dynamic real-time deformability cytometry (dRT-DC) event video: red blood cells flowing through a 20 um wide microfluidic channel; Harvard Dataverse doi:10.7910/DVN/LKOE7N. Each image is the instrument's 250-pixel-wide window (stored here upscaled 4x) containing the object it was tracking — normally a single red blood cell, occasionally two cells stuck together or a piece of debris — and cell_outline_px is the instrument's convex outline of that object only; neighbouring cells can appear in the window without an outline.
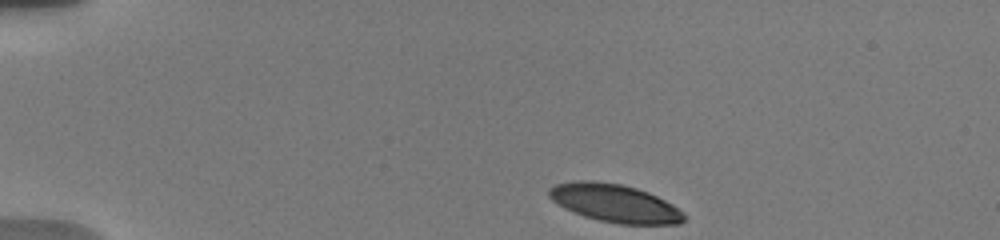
{"species": "human", "species_latin": "Homo sapiens", "temperature_condition": "warm", "stored_images_in_passage": 23, "camera_frame_rate_fps": 3000, "um_per_image_px": 0.085, "donor": {"sex": "male"}, "frame": {"image": 1, "passage_image": 1, "time_ms": 0.0, "image_size_px": [1000, 240], "cell_outline_px": [[688, 216], [680, 224], [620, 224], [600, 220], [584, 216], [564, 208], [552, 200], [548, 196], [548, 188], [556, 184], [576, 180], [592, 180], [620, 184], [636, 188], [648, 192], [672, 204], [684, 212]], "centroid_in_image_um": [52.26, 17.27], "position_along_channel_um": 32.7, "area_um2": 29.94}}
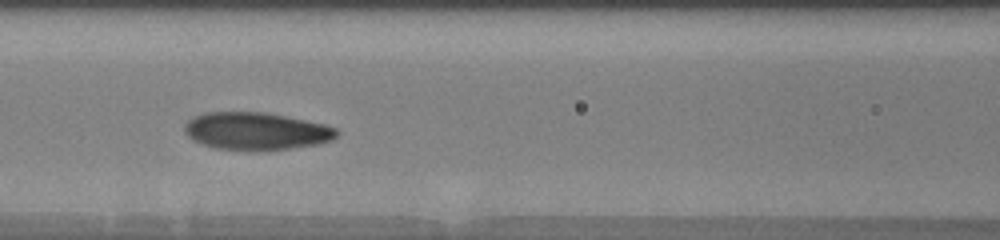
{"frame": {"image": 2, "passage_image": 13, "time_ms": 5.0, "image_size_px": [1000, 240], "cell_outline_px": [[340, 132], [332, 140], [316, 144], [288, 148], [216, 148], [192, 140], [184, 132], [184, 124], [188, 120], [204, 112], [264, 112], [324, 124], [336, 128]], "centroid_in_image_um": [21.75, 11.11], "position_along_channel_um": 144.8, "area_um2": 32.31}}
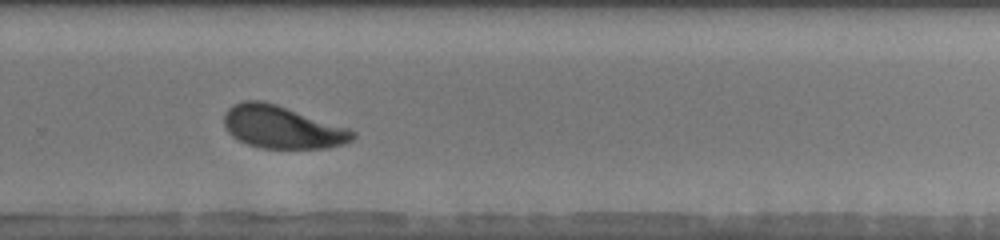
{"frame": {"image": 3, "passage_image": 21, "time_ms": 9.333, "image_size_px": [1000, 240], "cell_outline_px": [[356, 136], [352, 140], [344, 144], [328, 148], [260, 148], [248, 144], [232, 136], [228, 132], [224, 124], [224, 112], [232, 104], [244, 100], [264, 100], [348, 128], [356, 132]], "centroid_in_image_um": [23.96, 10.8], "position_along_channel_um": 305.8, "area_um2": 31.96}}